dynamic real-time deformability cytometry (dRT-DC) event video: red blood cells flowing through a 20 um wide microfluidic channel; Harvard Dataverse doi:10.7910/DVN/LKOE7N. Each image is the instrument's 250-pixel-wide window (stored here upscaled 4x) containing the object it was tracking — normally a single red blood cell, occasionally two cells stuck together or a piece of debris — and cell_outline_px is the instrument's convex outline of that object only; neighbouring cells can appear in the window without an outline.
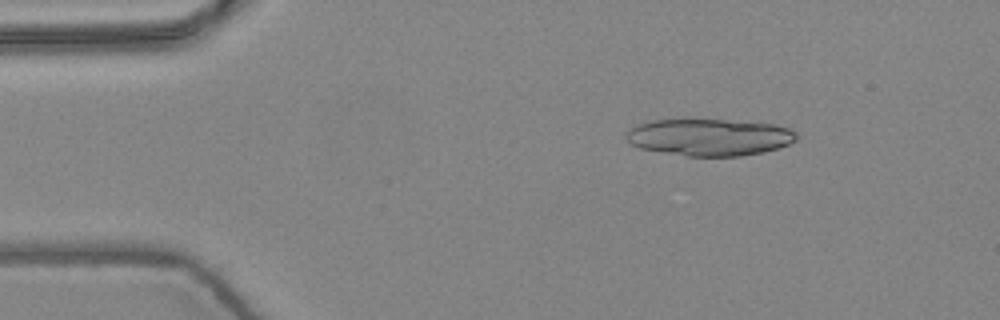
{"species": "common noctule bat (a hibernating species)", "species_latin": "Nyctalus noctula", "temperature_condition": "warm", "stored_images_in_passage": 6, "camera_frame_rate_fps": 3000, "um_per_image_px": 0.085, "animal": {"sex": "female", "body_mass_g": 24.6, "forearm_length_mm": 56.2}, "frame": {"image": 1, "passage_image": 6, "time_ms": 1.667, "image_size_px": [1000, 320], "cell_outline_px": [[796, 140], [788, 144], [764, 152], [740, 156], [688, 156], [640, 148], [632, 144], [624, 136], [636, 124], [652, 120], [688, 116], [776, 124], [788, 128], [796, 132]], "centroid_in_image_um": [60.27, 11.61], "position_along_channel_um": 24.7, "area_um2": 37.63}}